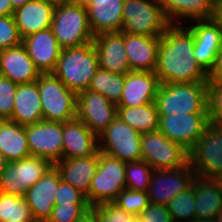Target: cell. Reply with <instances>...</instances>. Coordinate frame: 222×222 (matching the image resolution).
<instances>
[{
	"mask_svg": "<svg viewBox=\"0 0 222 222\" xmlns=\"http://www.w3.org/2000/svg\"><path fill=\"white\" fill-rule=\"evenodd\" d=\"M221 47L194 46V56L200 67L207 73L212 70L215 64L216 56Z\"/></svg>",
	"mask_w": 222,
	"mask_h": 222,
	"instance_id": "43",
	"label": "cell"
},
{
	"mask_svg": "<svg viewBox=\"0 0 222 222\" xmlns=\"http://www.w3.org/2000/svg\"><path fill=\"white\" fill-rule=\"evenodd\" d=\"M22 45L40 73H52L55 70L62 48L51 28L26 36Z\"/></svg>",
	"mask_w": 222,
	"mask_h": 222,
	"instance_id": "20",
	"label": "cell"
},
{
	"mask_svg": "<svg viewBox=\"0 0 222 222\" xmlns=\"http://www.w3.org/2000/svg\"><path fill=\"white\" fill-rule=\"evenodd\" d=\"M208 81L222 82V47L216 56L214 67L208 74Z\"/></svg>",
	"mask_w": 222,
	"mask_h": 222,
	"instance_id": "45",
	"label": "cell"
},
{
	"mask_svg": "<svg viewBox=\"0 0 222 222\" xmlns=\"http://www.w3.org/2000/svg\"><path fill=\"white\" fill-rule=\"evenodd\" d=\"M92 43L96 49L99 68L120 74L131 71L124 44V32L95 35Z\"/></svg>",
	"mask_w": 222,
	"mask_h": 222,
	"instance_id": "17",
	"label": "cell"
},
{
	"mask_svg": "<svg viewBox=\"0 0 222 222\" xmlns=\"http://www.w3.org/2000/svg\"><path fill=\"white\" fill-rule=\"evenodd\" d=\"M26 137L31 156L50 160L53 164L62 160L63 123L42 120L26 126Z\"/></svg>",
	"mask_w": 222,
	"mask_h": 222,
	"instance_id": "14",
	"label": "cell"
},
{
	"mask_svg": "<svg viewBox=\"0 0 222 222\" xmlns=\"http://www.w3.org/2000/svg\"><path fill=\"white\" fill-rule=\"evenodd\" d=\"M118 115V107L91 90L78 93L76 117L99 137Z\"/></svg>",
	"mask_w": 222,
	"mask_h": 222,
	"instance_id": "15",
	"label": "cell"
},
{
	"mask_svg": "<svg viewBox=\"0 0 222 222\" xmlns=\"http://www.w3.org/2000/svg\"><path fill=\"white\" fill-rule=\"evenodd\" d=\"M9 120L25 126L43 120L41 98L36 82L17 85L14 110Z\"/></svg>",
	"mask_w": 222,
	"mask_h": 222,
	"instance_id": "27",
	"label": "cell"
},
{
	"mask_svg": "<svg viewBox=\"0 0 222 222\" xmlns=\"http://www.w3.org/2000/svg\"><path fill=\"white\" fill-rule=\"evenodd\" d=\"M41 98L43 120L67 122L76 118L78 94L53 73H41L36 80Z\"/></svg>",
	"mask_w": 222,
	"mask_h": 222,
	"instance_id": "5",
	"label": "cell"
},
{
	"mask_svg": "<svg viewBox=\"0 0 222 222\" xmlns=\"http://www.w3.org/2000/svg\"><path fill=\"white\" fill-rule=\"evenodd\" d=\"M195 194L196 219L213 220L222 210L221 179L196 176L192 182Z\"/></svg>",
	"mask_w": 222,
	"mask_h": 222,
	"instance_id": "26",
	"label": "cell"
},
{
	"mask_svg": "<svg viewBox=\"0 0 222 222\" xmlns=\"http://www.w3.org/2000/svg\"><path fill=\"white\" fill-rule=\"evenodd\" d=\"M195 177L189 163L176 169H154L147 191L150 203L167 205L176 195L190 188Z\"/></svg>",
	"mask_w": 222,
	"mask_h": 222,
	"instance_id": "13",
	"label": "cell"
},
{
	"mask_svg": "<svg viewBox=\"0 0 222 222\" xmlns=\"http://www.w3.org/2000/svg\"><path fill=\"white\" fill-rule=\"evenodd\" d=\"M99 164V151L88 157L62 159L55 163L60 171L61 179L78 189L86 197L97 167Z\"/></svg>",
	"mask_w": 222,
	"mask_h": 222,
	"instance_id": "25",
	"label": "cell"
},
{
	"mask_svg": "<svg viewBox=\"0 0 222 222\" xmlns=\"http://www.w3.org/2000/svg\"><path fill=\"white\" fill-rule=\"evenodd\" d=\"M189 153V164L196 176L222 177V126L209 124Z\"/></svg>",
	"mask_w": 222,
	"mask_h": 222,
	"instance_id": "8",
	"label": "cell"
},
{
	"mask_svg": "<svg viewBox=\"0 0 222 222\" xmlns=\"http://www.w3.org/2000/svg\"><path fill=\"white\" fill-rule=\"evenodd\" d=\"M75 222H98L96 212L90 207Z\"/></svg>",
	"mask_w": 222,
	"mask_h": 222,
	"instance_id": "47",
	"label": "cell"
},
{
	"mask_svg": "<svg viewBox=\"0 0 222 222\" xmlns=\"http://www.w3.org/2000/svg\"><path fill=\"white\" fill-rule=\"evenodd\" d=\"M166 206L173 222H190L196 219L194 186L176 195Z\"/></svg>",
	"mask_w": 222,
	"mask_h": 222,
	"instance_id": "33",
	"label": "cell"
},
{
	"mask_svg": "<svg viewBox=\"0 0 222 222\" xmlns=\"http://www.w3.org/2000/svg\"><path fill=\"white\" fill-rule=\"evenodd\" d=\"M0 152L8 162L31 156L25 125L9 119L0 120Z\"/></svg>",
	"mask_w": 222,
	"mask_h": 222,
	"instance_id": "29",
	"label": "cell"
},
{
	"mask_svg": "<svg viewBox=\"0 0 222 222\" xmlns=\"http://www.w3.org/2000/svg\"><path fill=\"white\" fill-rule=\"evenodd\" d=\"M134 222H142L138 217L134 220Z\"/></svg>",
	"mask_w": 222,
	"mask_h": 222,
	"instance_id": "54",
	"label": "cell"
},
{
	"mask_svg": "<svg viewBox=\"0 0 222 222\" xmlns=\"http://www.w3.org/2000/svg\"><path fill=\"white\" fill-rule=\"evenodd\" d=\"M113 203L136 217H138L142 211L150 205L147 192L133 191L127 188L117 195Z\"/></svg>",
	"mask_w": 222,
	"mask_h": 222,
	"instance_id": "36",
	"label": "cell"
},
{
	"mask_svg": "<svg viewBox=\"0 0 222 222\" xmlns=\"http://www.w3.org/2000/svg\"><path fill=\"white\" fill-rule=\"evenodd\" d=\"M125 188V162L99 151V164L86 197L90 206L112 203Z\"/></svg>",
	"mask_w": 222,
	"mask_h": 222,
	"instance_id": "7",
	"label": "cell"
},
{
	"mask_svg": "<svg viewBox=\"0 0 222 222\" xmlns=\"http://www.w3.org/2000/svg\"><path fill=\"white\" fill-rule=\"evenodd\" d=\"M98 151V137L81 120L63 122L62 159L88 157Z\"/></svg>",
	"mask_w": 222,
	"mask_h": 222,
	"instance_id": "21",
	"label": "cell"
},
{
	"mask_svg": "<svg viewBox=\"0 0 222 222\" xmlns=\"http://www.w3.org/2000/svg\"><path fill=\"white\" fill-rule=\"evenodd\" d=\"M158 2L170 24L176 25H180L183 18L191 22L212 19L215 6V0H158Z\"/></svg>",
	"mask_w": 222,
	"mask_h": 222,
	"instance_id": "28",
	"label": "cell"
},
{
	"mask_svg": "<svg viewBox=\"0 0 222 222\" xmlns=\"http://www.w3.org/2000/svg\"><path fill=\"white\" fill-rule=\"evenodd\" d=\"M12 7L14 9L23 6L24 4H26L27 2H30L31 0H10Z\"/></svg>",
	"mask_w": 222,
	"mask_h": 222,
	"instance_id": "49",
	"label": "cell"
},
{
	"mask_svg": "<svg viewBox=\"0 0 222 222\" xmlns=\"http://www.w3.org/2000/svg\"><path fill=\"white\" fill-rule=\"evenodd\" d=\"M55 5L45 0H31L13 12V19L22 38L51 28Z\"/></svg>",
	"mask_w": 222,
	"mask_h": 222,
	"instance_id": "23",
	"label": "cell"
},
{
	"mask_svg": "<svg viewBox=\"0 0 222 222\" xmlns=\"http://www.w3.org/2000/svg\"><path fill=\"white\" fill-rule=\"evenodd\" d=\"M160 40L161 37L124 33V44L131 71H155Z\"/></svg>",
	"mask_w": 222,
	"mask_h": 222,
	"instance_id": "24",
	"label": "cell"
},
{
	"mask_svg": "<svg viewBox=\"0 0 222 222\" xmlns=\"http://www.w3.org/2000/svg\"><path fill=\"white\" fill-rule=\"evenodd\" d=\"M7 162L5 156L0 152V173L5 169Z\"/></svg>",
	"mask_w": 222,
	"mask_h": 222,
	"instance_id": "50",
	"label": "cell"
},
{
	"mask_svg": "<svg viewBox=\"0 0 222 222\" xmlns=\"http://www.w3.org/2000/svg\"><path fill=\"white\" fill-rule=\"evenodd\" d=\"M190 222H213V220H205V219H193Z\"/></svg>",
	"mask_w": 222,
	"mask_h": 222,
	"instance_id": "53",
	"label": "cell"
},
{
	"mask_svg": "<svg viewBox=\"0 0 222 222\" xmlns=\"http://www.w3.org/2000/svg\"><path fill=\"white\" fill-rule=\"evenodd\" d=\"M142 160L153 169H176L189 163V153L159 130L141 134Z\"/></svg>",
	"mask_w": 222,
	"mask_h": 222,
	"instance_id": "11",
	"label": "cell"
},
{
	"mask_svg": "<svg viewBox=\"0 0 222 222\" xmlns=\"http://www.w3.org/2000/svg\"><path fill=\"white\" fill-rule=\"evenodd\" d=\"M90 207V204L54 205L47 222H75Z\"/></svg>",
	"mask_w": 222,
	"mask_h": 222,
	"instance_id": "41",
	"label": "cell"
},
{
	"mask_svg": "<svg viewBox=\"0 0 222 222\" xmlns=\"http://www.w3.org/2000/svg\"><path fill=\"white\" fill-rule=\"evenodd\" d=\"M14 10L10 0H0V16L13 15Z\"/></svg>",
	"mask_w": 222,
	"mask_h": 222,
	"instance_id": "48",
	"label": "cell"
},
{
	"mask_svg": "<svg viewBox=\"0 0 222 222\" xmlns=\"http://www.w3.org/2000/svg\"><path fill=\"white\" fill-rule=\"evenodd\" d=\"M160 84L155 72L130 71L126 73L117 107H136L155 102Z\"/></svg>",
	"mask_w": 222,
	"mask_h": 222,
	"instance_id": "18",
	"label": "cell"
},
{
	"mask_svg": "<svg viewBox=\"0 0 222 222\" xmlns=\"http://www.w3.org/2000/svg\"><path fill=\"white\" fill-rule=\"evenodd\" d=\"M117 116L141 134L158 130L159 114L155 102L136 107H118Z\"/></svg>",
	"mask_w": 222,
	"mask_h": 222,
	"instance_id": "30",
	"label": "cell"
},
{
	"mask_svg": "<svg viewBox=\"0 0 222 222\" xmlns=\"http://www.w3.org/2000/svg\"><path fill=\"white\" fill-rule=\"evenodd\" d=\"M17 85L9 78L0 75V120L12 117Z\"/></svg>",
	"mask_w": 222,
	"mask_h": 222,
	"instance_id": "40",
	"label": "cell"
},
{
	"mask_svg": "<svg viewBox=\"0 0 222 222\" xmlns=\"http://www.w3.org/2000/svg\"><path fill=\"white\" fill-rule=\"evenodd\" d=\"M0 222H35L22 197L0 192Z\"/></svg>",
	"mask_w": 222,
	"mask_h": 222,
	"instance_id": "32",
	"label": "cell"
},
{
	"mask_svg": "<svg viewBox=\"0 0 222 222\" xmlns=\"http://www.w3.org/2000/svg\"><path fill=\"white\" fill-rule=\"evenodd\" d=\"M193 32L171 24L161 36L155 73L161 84L208 82V74L193 53Z\"/></svg>",
	"mask_w": 222,
	"mask_h": 222,
	"instance_id": "1",
	"label": "cell"
},
{
	"mask_svg": "<svg viewBox=\"0 0 222 222\" xmlns=\"http://www.w3.org/2000/svg\"><path fill=\"white\" fill-rule=\"evenodd\" d=\"M124 82L125 74L112 73L98 68L90 81L88 90L100 93L117 105L121 99Z\"/></svg>",
	"mask_w": 222,
	"mask_h": 222,
	"instance_id": "31",
	"label": "cell"
},
{
	"mask_svg": "<svg viewBox=\"0 0 222 222\" xmlns=\"http://www.w3.org/2000/svg\"><path fill=\"white\" fill-rule=\"evenodd\" d=\"M98 59L93 43L62 49L55 70L52 72L71 91L77 94L88 90Z\"/></svg>",
	"mask_w": 222,
	"mask_h": 222,
	"instance_id": "3",
	"label": "cell"
},
{
	"mask_svg": "<svg viewBox=\"0 0 222 222\" xmlns=\"http://www.w3.org/2000/svg\"><path fill=\"white\" fill-rule=\"evenodd\" d=\"M213 222H222V210L213 218Z\"/></svg>",
	"mask_w": 222,
	"mask_h": 222,
	"instance_id": "52",
	"label": "cell"
},
{
	"mask_svg": "<svg viewBox=\"0 0 222 222\" xmlns=\"http://www.w3.org/2000/svg\"><path fill=\"white\" fill-rule=\"evenodd\" d=\"M22 40L13 16H0V51L19 46Z\"/></svg>",
	"mask_w": 222,
	"mask_h": 222,
	"instance_id": "38",
	"label": "cell"
},
{
	"mask_svg": "<svg viewBox=\"0 0 222 222\" xmlns=\"http://www.w3.org/2000/svg\"><path fill=\"white\" fill-rule=\"evenodd\" d=\"M40 74L22 44L0 51L1 76L17 84H24L36 82Z\"/></svg>",
	"mask_w": 222,
	"mask_h": 222,
	"instance_id": "22",
	"label": "cell"
},
{
	"mask_svg": "<svg viewBox=\"0 0 222 222\" xmlns=\"http://www.w3.org/2000/svg\"><path fill=\"white\" fill-rule=\"evenodd\" d=\"M121 32L161 37L171 25L161 5L155 0H124Z\"/></svg>",
	"mask_w": 222,
	"mask_h": 222,
	"instance_id": "6",
	"label": "cell"
},
{
	"mask_svg": "<svg viewBox=\"0 0 222 222\" xmlns=\"http://www.w3.org/2000/svg\"><path fill=\"white\" fill-rule=\"evenodd\" d=\"M45 1L53 3L54 5H59V4H63V3L69 2L71 0H45Z\"/></svg>",
	"mask_w": 222,
	"mask_h": 222,
	"instance_id": "51",
	"label": "cell"
},
{
	"mask_svg": "<svg viewBox=\"0 0 222 222\" xmlns=\"http://www.w3.org/2000/svg\"><path fill=\"white\" fill-rule=\"evenodd\" d=\"M89 204L87 198L78 189L61 179L54 205Z\"/></svg>",
	"mask_w": 222,
	"mask_h": 222,
	"instance_id": "42",
	"label": "cell"
},
{
	"mask_svg": "<svg viewBox=\"0 0 222 222\" xmlns=\"http://www.w3.org/2000/svg\"><path fill=\"white\" fill-rule=\"evenodd\" d=\"M153 171L144 160L125 162L126 188L147 192Z\"/></svg>",
	"mask_w": 222,
	"mask_h": 222,
	"instance_id": "35",
	"label": "cell"
},
{
	"mask_svg": "<svg viewBox=\"0 0 222 222\" xmlns=\"http://www.w3.org/2000/svg\"><path fill=\"white\" fill-rule=\"evenodd\" d=\"M155 103L159 116L208 113L207 82L160 84Z\"/></svg>",
	"mask_w": 222,
	"mask_h": 222,
	"instance_id": "2",
	"label": "cell"
},
{
	"mask_svg": "<svg viewBox=\"0 0 222 222\" xmlns=\"http://www.w3.org/2000/svg\"><path fill=\"white\" fill-rule=\"evenodd\" d=\"M212 19L219 25L222 31V0H215L214 13Z\"/></svg>",
	"mask_w": 222,
	"mask_h": 222,
	"instance_id": "46",
	"label": "cell"
},
{
	"mask_svg": "<svg viewBox=\"0 0 222 222\" xmlns=\"http://www.w3.org/2000/svg\"><path fill=\"white\" fill-rule=\"evenodd\" d=\"M95 212L98 222H134L137 218L135 215L112 203H102L91 207Z\"/></svg>",
	"mask_w": 222,
	"mask_h": 222,
	"instance_id": "39",
	"label": "cell"
},
{
	"mask_svg": "<svg viewBox=\"0 0 222 222\" xmlns=\"http://www.w3.org/2000/svg\"><path fill=\"white\" fill-rule=\"evenodd\" d=\"M98 141L99 151L102 153L123 162L142 160L141 133L118 116L98 137Z\"/></svg>",
	"mask_w": 222,
	"mask_h": 222,
	"instance_id": "10",
	"label": "cell"
},
{
	"mask_svg": "<svg viewBox=\"0 0 222 222\" xmlns=\"http://www.w3.org/2000/svg\"><path fill=\"white\" fill-rule=\"evenodd\" d=\"M60 183V171L53 164L45 175L26 191L23 198L29 205L35 222H47L51 217Z\"/></svg>",
	"mask_w": 222,
	"mask_h": 222,
	"instance_id": "16",
	"label": "cell"
},
{
	"mask_svg": "<svg viewBox=\"0 0 222 222\" xmlns=\"http://www.w3.org/2000/svg\"><path fill=\"white\" fill-rule=\"evenodd\" d=\"M195 25L187 26L194 36V46L222 47V31L213 20H195Z\"/></svg>",
	"mask_w": 222,
	"mask_h": 222,
	"instance_id": "34",
	"label": "cell"
},
{
	"mask_svg": "<svg viewBox=\"0 0 222 222\" xmlns=\"http://www.w3.org/2000/svg\"><path fill=\"white\" fill-rule=\"evenodd\" d=\"M142 222H173L166 205L152 204L138 216Z\"/></svg>",
	"mask_w": 222,
	"mask_h": 222,
	"instance_id": "44",
	"label": "cell"
},
{
	"mask_svg": "<svg viewBox=\"0 0 222 222\" xmlns=\"http://www.w3.org/2000/svg\"><path fill=\"white\" fill-rule=\"evenodd\" d=\"M210 124L208 113L159 116L158 130L188 152Z\"/></svg>",
	"mask_w": 222,
	"mask_h": 222,
	"instance_id": "12",
	"label": "cell"
},
{
	"mask_svg": "<svg viewBox=\"0 0 222 222\" xmlns=\"http://www.w3.org/2000/svg\"><path fill=\"white\" fill-rule=\"evenodd\" d=\"M51 29L62 49L93 41L86 7L77 0L55 5Z\"/></svg>",
	"mask_w": 222,
	"mask_h": 222,
	"instance_id": "4",
	"label": "cell"
},
{
	"mask_svg": "<svg viewBox=\"0 0 222 222\" xmlns=\"http://www.w3.org/2000/svg\"><path fill=\"white\" fill-rule=\"evenodd\" d=\"M207 106L210 124L222 126V82H207Z\"/></svg>",
	"mask_w": 222,
	"mask_h": 222,
	"instance_id": "37",
	"label": "cell"
},
{
	"mask_svg": "<svg viewBox=\"0 0 222 222\" xmlns=\"http://www.w3.org/2000/svg\"><path fill=\"white\" fill-rule=\"evenodd\" d=\"M87 9L93 35L121 32L124 0H77Z\"/></svg>",
	"mask_w": 222,
	"mask_h": 222,
	"instance_id": "19",
	"label": "cell"
},
{
	"mask_svg": "<svg viewBox=\"0 0 222 222\" xmlns=\"http://www.w3.org/2000/svg\"><path fill=\"white\" fill-rule=\"evenodd\" d=\"M52 165L50 160L35 156L7 162L0 173V192L23 198Z\"/></svg>",
	"mask_w": 222,
	"mask_h": 222,
	"instance_id": "9",
	"label": "cell"
}]
</instances>
